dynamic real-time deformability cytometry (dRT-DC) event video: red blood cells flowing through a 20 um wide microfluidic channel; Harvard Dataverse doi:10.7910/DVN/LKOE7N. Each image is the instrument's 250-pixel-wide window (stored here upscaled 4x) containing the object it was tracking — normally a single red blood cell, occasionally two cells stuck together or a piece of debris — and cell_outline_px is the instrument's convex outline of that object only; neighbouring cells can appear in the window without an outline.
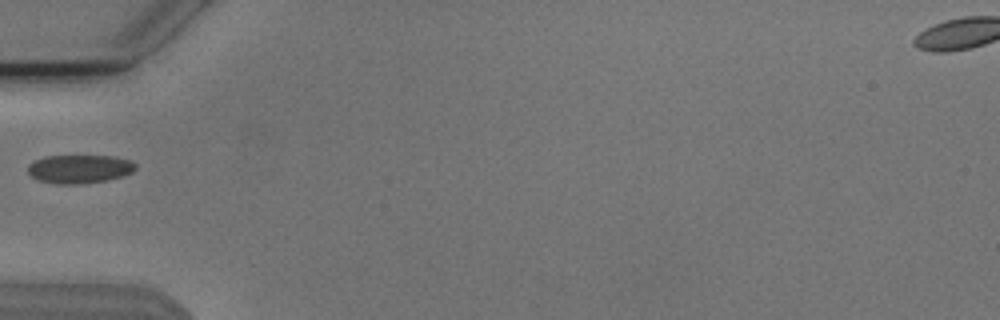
{"species": "Egyptian fruit bat (a non-hibernating species)", "species_latin": "Rousettus aegyptiacus", "temperature_condition": "cold", "stored_images_in_passage": 21, "camera_frame_rate_fps": 3000, "um_per_image_px": 0.085, "animal": {"sex": "male"}, "frame": {"image": 1, "passage_image": 1, "time_ms": 0.0, "image_size_px": [1000, 320], "cell_outline_px": [[136, 168], [132, 172], [124, 176], [108, 180], [84, 184], [60, 184], [40, 180], [32, 176], [28, 172], [28, 164], [44, 156], [112, 156], [132, 160], [136, 164]], "centroid_in_image_um": [6.8, 14.36], "position_along_channel_um": 78.2, "area_um2": 17.98}}
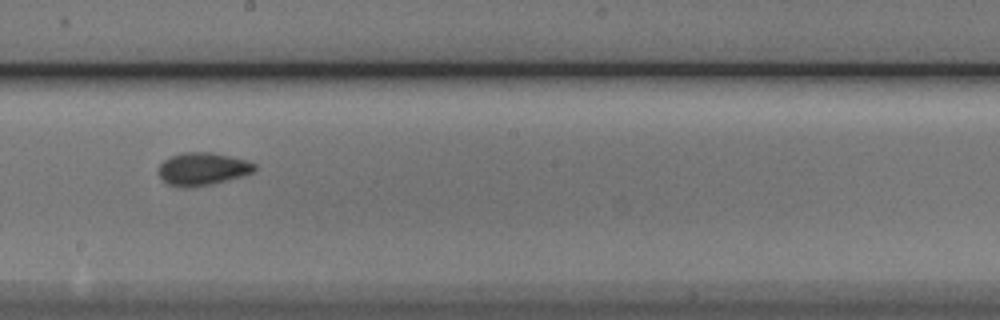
{"frame": {"image": 2, "passage_image": 13, "time_ms": 4.0, "image_size_px": [1000, 320], "cell_outline_px": [[256, 168], [252, 172], [240, 176], [212, 184], [188, 188], [180, 188], [168, 184], [160, 176], [160, 164], [164, 160], [180, 152], [208, 152], [228, 156], [244, 160], [256, 164]], "centroid_in_image_um": [17.19, 14.37], "position_along_channel_um": 231.0, "area_um2": 18.03}}
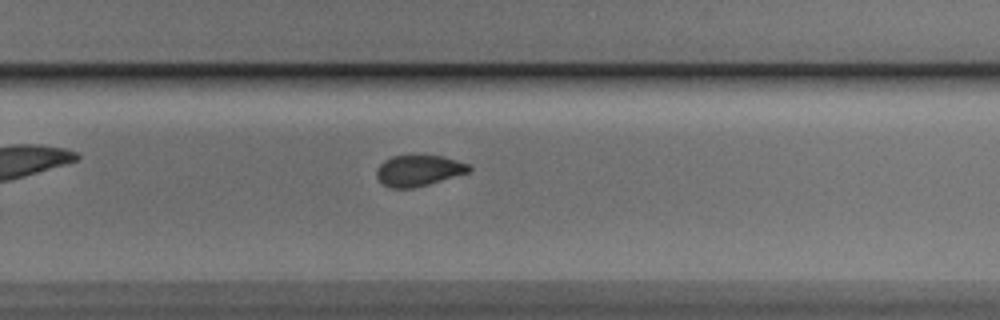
{"frame": {"image": 3, "passage_image": 18, "time_ms": 5.667, "image_size_px": [1000, 320], "cell_outline_px": [[472, 168], [468, 172], [428, 184], [412, 188], [392, 188], [384, 184], [376, 176], [376, 168], [384, 160], [392, 156], [444, 156], [468, 164]], "centroid_in_image_um": [35.56, 14.49], "position_along_channel_um": 294.2, "area_um2": 16.42}}